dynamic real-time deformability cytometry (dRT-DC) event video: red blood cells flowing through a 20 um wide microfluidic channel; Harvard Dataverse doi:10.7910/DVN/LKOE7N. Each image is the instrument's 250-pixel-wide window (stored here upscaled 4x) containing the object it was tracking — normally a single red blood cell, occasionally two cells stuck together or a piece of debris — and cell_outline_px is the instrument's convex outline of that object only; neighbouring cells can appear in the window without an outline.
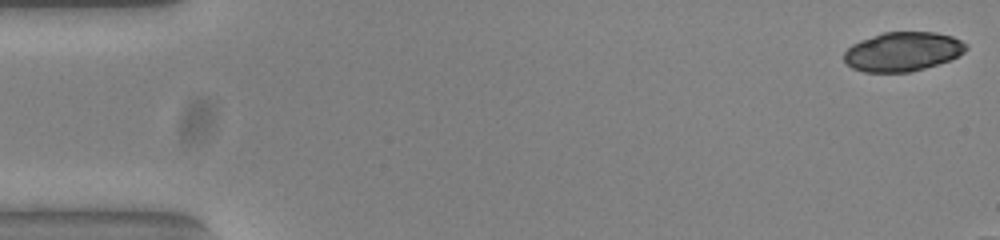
{"species": "common noctule bat (a hibernating species)", "species_latin": "Nyctalus noctula", "temperature_condition": "warm", "stored_images_in_passage": 12, "camera_frame_rate_fps": 3000, "um_per_image_px": 0.085, "animal": {"sex": "female", "body_mass_g": 23.0, "forearm_length_mm": 53.4}, "frame": {"image": 1, "passage_image": 1, "time_ms": 0.0, "image_size_px": [1000, 240], "cell_outline_px": [[968, 48], [964, 52], [948, 60], [912, 72], [864, 72], [852, 68], [844, 60], [844, 52], [852, 44], [860, 40], [884, 32], [936, 32], [952, 36], [968, 44]], "centroid_in_image_um": [76.72, 4.38], "position_along_channel_um": 8.3, "area_um2": 27.8}}